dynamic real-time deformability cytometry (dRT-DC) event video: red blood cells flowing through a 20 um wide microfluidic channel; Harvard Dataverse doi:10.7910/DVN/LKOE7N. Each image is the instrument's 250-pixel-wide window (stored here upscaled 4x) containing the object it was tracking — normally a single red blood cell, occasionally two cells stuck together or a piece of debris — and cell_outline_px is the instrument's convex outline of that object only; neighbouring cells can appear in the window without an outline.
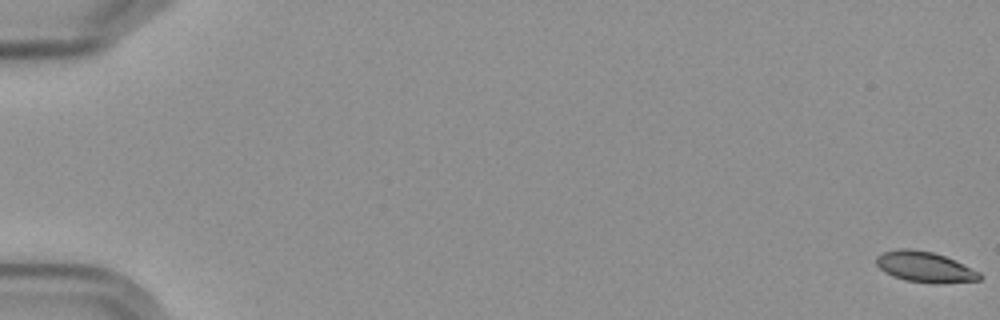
{"species": "Egyptian fruit bat (a non-hibernating species)", "species_latin": "Rousettus aegyptiacus", "temperature_condition": "cold", "stored_images_in_passage": 12, "camera_frame_rate_fps": 3000, "um_per_image_px": 0.085, "frame": {"image": 1, "passage_image": 1, "time_ms": 0.0, "image_size_px": [1000, 320], "cell_outline_px": [[980, 280], [904, 280], [892, 276], [884, 272], [876, 264], [876, 256], [884, 252], [900, 248], [912, 248], [932, 252], [944, 256], [980, 272]], "centroid_in_image_um": [78.49, 22.61], "position_along_channel_um": 6.5, "area_um2": 17.28}}
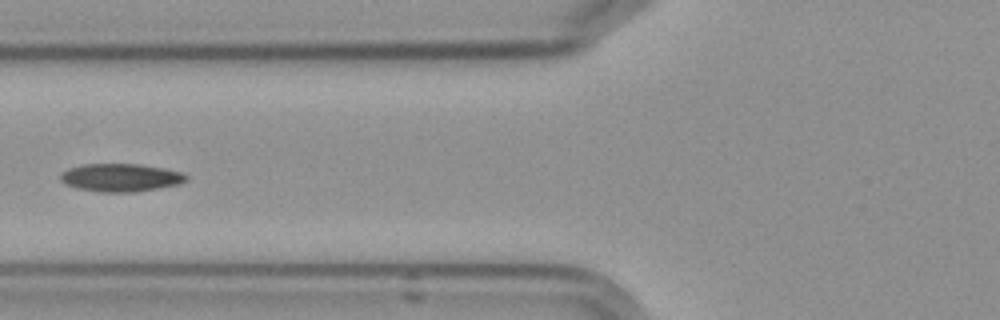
{"frame": {"image": 2, "passage_image": 7, "time_ms": 8.0, "image_size_px": [1000, 320], "cell_outline_px": [[188, 176], [180, 184], [136, 192], [100, 192], [76, 188], [64, 184], [60, 180], [60, 172], [68, 168], [84, 164], [136, 164], [164, 168], [180, 172]], "centroid_in_image_um": [10.2, 15.1], "position_along_channel_um": 115.6, "area_um2": 20.52}}
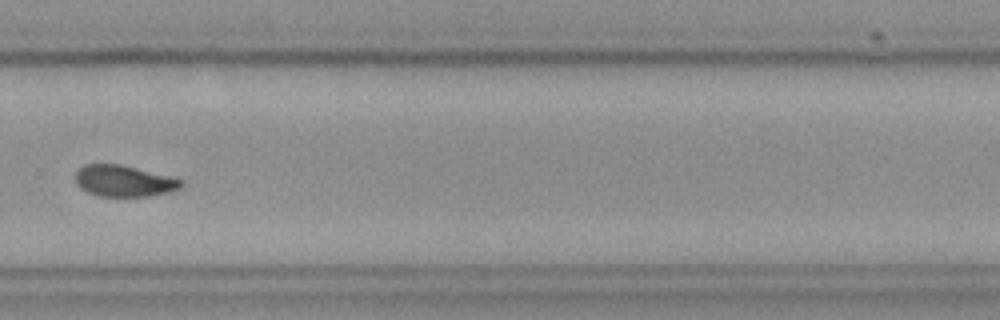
{"frame": {"image": 3, "passage_image": 12, "time_ms": 13.667, "image_size_px": [1000, 320], "cell_outline_px": [[184, 184], [180, 188], [168, 192], [148, 196], [100, 196], [88, 192], [80, 188], [76, 184], [76, 172], [84, 164], [120, 164], [168, 176], [180, 180]], "centroid_in_image_um": [10.49, 15.38], "position_along_channel_um": 319.3, "area_um2": 19.02}}